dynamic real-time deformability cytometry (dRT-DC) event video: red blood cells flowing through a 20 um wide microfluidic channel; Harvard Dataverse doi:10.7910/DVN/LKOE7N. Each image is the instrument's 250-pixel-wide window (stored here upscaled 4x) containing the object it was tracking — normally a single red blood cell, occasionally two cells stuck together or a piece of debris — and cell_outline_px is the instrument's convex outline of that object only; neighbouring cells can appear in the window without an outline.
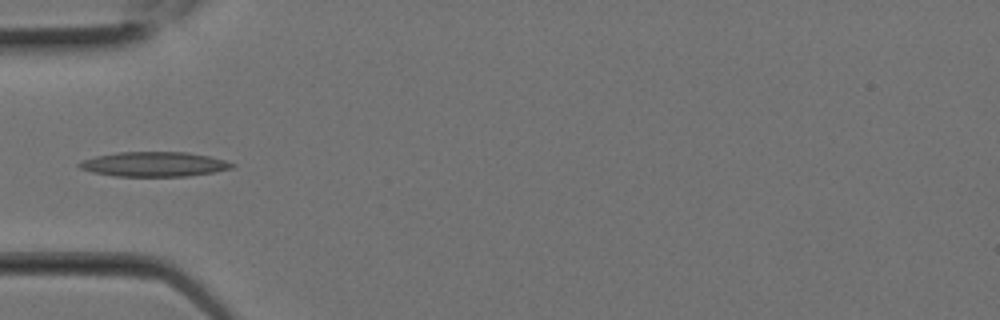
{"species": "Egyptian fruit bat (a non-hibernating species)", "species_latin": "Rousettus aegyptiacus", "temperature_condition": "room temperature", "stored_images_in_passage": 1, "camera_frame_rate_fps": 3000, "um_per_image_px": 0.085, "animal": {"sex": "female"}, "frame": {"image": 1, "passage_image": 1, "time_ms": 0.0, "image_size_px": [1000, 320], "cell_outline_px": [[236, 164], [232, 168], [212, 172], [188, 176], [112, 176], [92, 172], [80, 168], [76, 164], [84, 160], [96, 156], [116, 152], [188, 152], [208, 156], [224, 160]], "centroid_in_image_um": [13.08, 13.95], "position_along_channel_um": 71.9, "area_um2": 21.91}}